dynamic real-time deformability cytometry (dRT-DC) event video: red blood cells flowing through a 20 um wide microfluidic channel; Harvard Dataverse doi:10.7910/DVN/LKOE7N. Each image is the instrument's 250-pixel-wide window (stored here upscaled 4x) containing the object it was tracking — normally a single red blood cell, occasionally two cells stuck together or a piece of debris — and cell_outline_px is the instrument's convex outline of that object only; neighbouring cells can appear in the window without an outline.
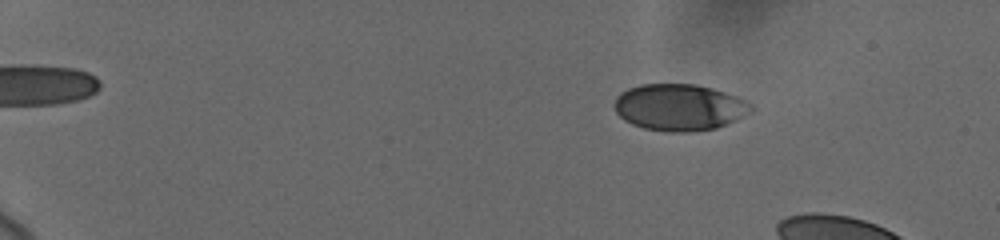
{"species": "human", "species_latin": "Homo sapiens", "temperature_condition": "cold", "stored_images_in_passage": 20, "camera_frame_rate_fps": 3000, "um_per_image_px": 0.085, "donor": {"sex": "female"}, "frame": {"image": 1, "passage_image": 10, "time_ms": 3.0, "image_size_px": [1000, 240], "cell_outline_px": [[756, 108], [752, 112], [728, 124], [716, 128], [692, 132], [664, 132], [644, 128], [632, 124], [624, 120], [616, 112], [616, 96], [620, 92], [628, 88], [640, 84], [696, 84], [712, 88], [736, 96], [752, 104]], "centroid_in_image_um": [57.77, 9.13], "position_along_channel_um": 27.2, "area_um2": 37.4}}